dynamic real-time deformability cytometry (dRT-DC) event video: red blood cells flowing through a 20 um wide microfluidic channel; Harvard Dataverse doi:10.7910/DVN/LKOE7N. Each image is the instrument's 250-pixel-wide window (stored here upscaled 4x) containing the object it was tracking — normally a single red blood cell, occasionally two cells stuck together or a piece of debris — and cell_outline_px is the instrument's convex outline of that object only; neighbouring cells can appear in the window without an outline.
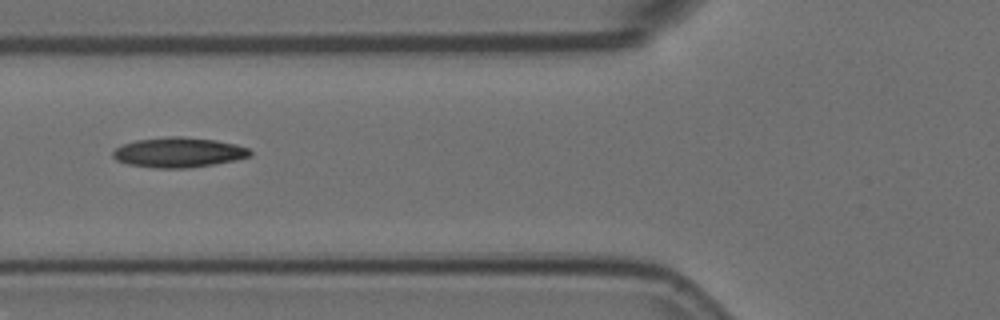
{"species": "Egyptian fruit bat (a non-hibernating species)", "species_latin": "Rousettus aegyptiacus", "temperature_condition": "room temperature", "stored_images_in_passage": 9, "camera_frame_rate_fps": 3000, "um_per_image_px": 0.085, "animal": {"sex": "female"}, "frame": {"image": 1, "passage_image": 6, "time_ms": 1.667, "image_size_px": [1000, 320], "cell_outline_px": [[252, 156], [236, 160], [188, 168], [156, 168], [128, 164], [116, 160], [112, 156], [112, 152], [116, 148], [124, 144], [136, 140], [168, 136], [180, 136], [216, 140], [236, 144], [248, 148], [252, 152]], "centroid_in_image_um": [15.19, 12.95], "position_along_channel_um": 110.6, "area_um2": 23.99}}
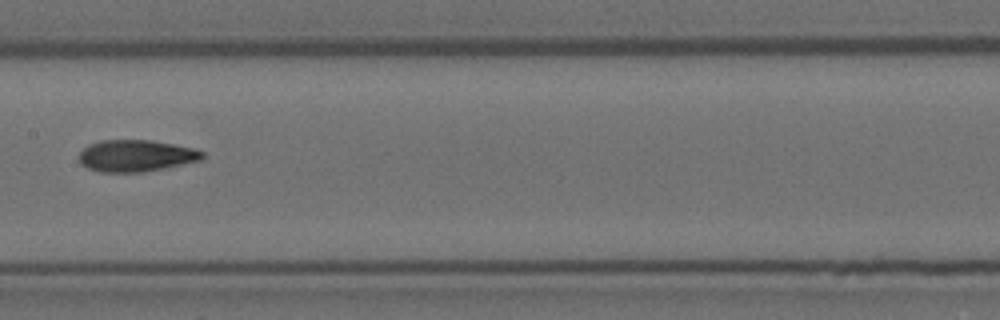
{"frame": {"image": 2, "passage_image": 8, "time_ms": 2.333, "image_size_px": [1000, 320], "cell_outline_px": [[204, 156], [200, 160], [140, 172], [100, 172], [88, 168], [80, 164], [80, 152], [88, 144], [100, 140], [152, 140], [196, 148], [204, 152]], "centroid_in_image_um": [11.54, 13.22], "position_along_channel_um": 195.9, "area_um2": 22.66}}
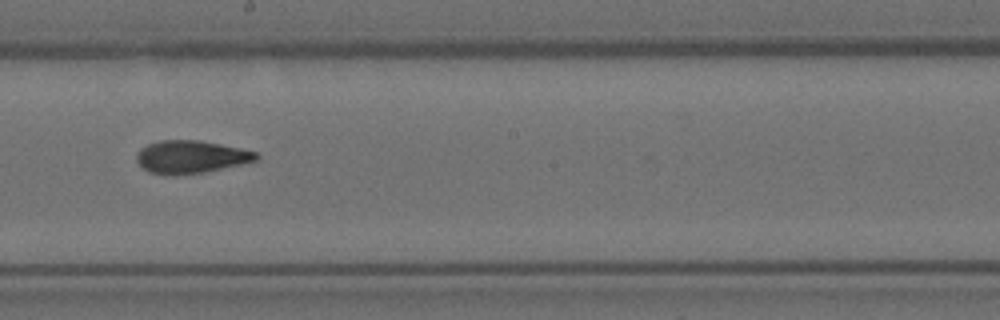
{"frame": {"image": 3, "passage_image": 9, "time_ms": 2.667, "image_size_px": [1000, 320], "cell_outline_px": [[260, 156], [256, 160], [240, 164], [204, 172], [176, 176], [164, 176], [148, 172], [136, 160], [136, 156], [140, 148], [148, 144], [160, 140], [200, 140], [240, 148], [256, 152]], "centroid_in_image_um": [16.18, 13.35], "position_along_channel_um": 232.0, "area_um2": 22.95}}